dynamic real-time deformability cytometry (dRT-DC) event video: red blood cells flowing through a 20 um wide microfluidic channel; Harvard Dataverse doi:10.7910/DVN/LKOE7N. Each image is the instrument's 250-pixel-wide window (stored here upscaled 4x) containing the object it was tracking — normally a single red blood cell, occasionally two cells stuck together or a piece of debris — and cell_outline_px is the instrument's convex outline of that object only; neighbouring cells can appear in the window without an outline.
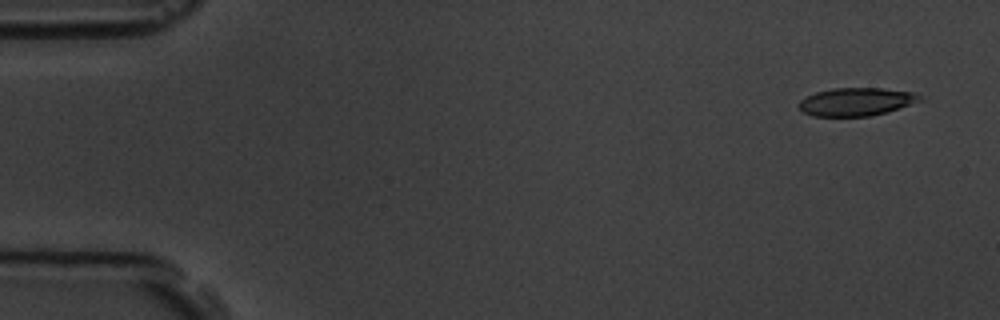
{"species": "common noctule bat (a hibernating species)", "species_latin": "Nyctalus noctula", "temperature_condition": "room temperature", "stored_images_in_passage": 5, "camera_frame_rate_fps": 3000, "um_per_image_px": 0.085, "animal": {"sex": "male", "body_mass_g": 19.5, "forearm_length_mm": 54.6}, "frame": {"image": 1, "passage_image": 1, "time_ms": 0.0, "image_size_px": [1000, 320], "cell_outline_px": [[924, 100], [872, 116], [812, 116], [804, 112], [800, 108], [800, 100], [816, 92], [832, 88], [880, 88], [916, 92]], "centroid_in_image_um": [72.81, 8.64], "position_along_channel_um": 12.2, "area_um2": 19.65}}
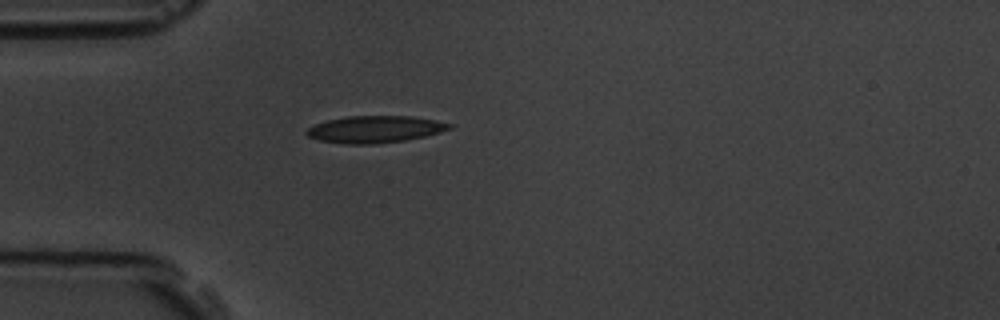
{"frame": {"image": 2, "passage_image": 5, "time_ms": 4.333, "image_size_px": [1000, 320], "cell_outline_px": [[452, 128], [440, 132], [424, 136], [404, 140], [376, 144], [344, 144], [320, 140], [308, 136], [304, 132], [308, 128], [316, 124], [328, 120], [348, 116], [412, 116], [436, 120], [452, 124]], "centroid_in_image_um": [31.87, 10.99], "position_along_channel_um": 53.1, "area_um2": 22.31}}